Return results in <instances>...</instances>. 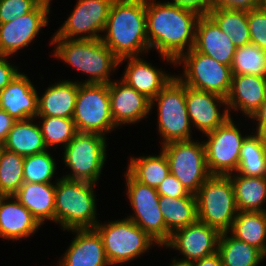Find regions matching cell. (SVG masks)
Returning <instances> with one entry per match:
<instances>
[{
  "label": "cell",
  "instance_id": "obj_1",
  "mask_svg": "<svg viewBox=\"0 0 266 266\" xmlns=\"http://www.w3.org/2000/svg\"><path fill=\"white\" fill-rule=\"evenodd\" d=\"M198 13L168 2L146 0L147 37L150 49L163 60L175 62L194 47ZM187 46V49L185 48Z\"/></svg>",
  "mask_w": 266,
  "mask_h": 266
},
{
  "label": "cell",
  "instance_id": "obj_2",
  "mask_svg": "<svg viewBox=\"0 0 266 266\" xmlns=\"http://www.w3.org/2000/svg\"><path fill=\"white\" fill-rule=\"evenodd\" d=\"M104 32L101 41L118 59L149 51L146 0H114Z\"/></svg>",
  "mask_w": 266,
  "mask_h": 266
},
{
  "label": "cell",
  "instance_id": "obj_3",
  "mask_svg": "<svg viewBox=\"0 0 266 266\" xmlns=\"http://www.w3.org/2000/svg\"><path fill=\"white\" fill-rule=\"evenodd\" d=\"M54 56L81 73L90 75L83 83L109 84L110 73L119 67V59L101 39L52 38Z\"/></svg>",
  "mask_w": 266,
  "mask_h": 266
},
{
  "label": "cell",
  "instance_id": "obj_4",
  "mask_svg": "<svg viewBox=\"0 0 266 266\" xmlns=\"http://www.w3.org/2000/svg\"><path fill=\"white\" fill-rule=\"evenodd\" d=\"M55 181V223L64 230L94 228L99 223L93 189L95 183L64 177Z\"/></svg>",
  "mask_w": 266,
  "mask_h": 266
},
{
  "label": "cell",
  "instance_id": "obj_5",
  "mask_svg": "<svg viewBox=\"0 0 266 266\" xmlns=\"http://www.w3.org/2000/svg\"><path fill=\"white\" fill-rule=\"evenodd\" d=\"M195 196L198 221L216 228L220 233H229L238 213L230 177L211 175Z\"/></svg>",
  "mask_w": 266,
  "mask_h": 266
},
{
  "label": "cell",
  "instance_id": "obj_6",
  "mask_svg": "<svg viewBox=\"0 0 266 266\" xmlns=\"http://www.w3.org/2000/svg\"><path fill=\"white\" fill-rule=\"evenodd\" d=\"M156 100V101H155ZM157 103L158 131L162 145L191 140V122L186 108V86L175 76L151 101Z\"/></svg>",
  "mask_w": 266,
  "mask_h": 266
},
{
  "label": "cell",
  "instance_id": "obj_7",
  "mask_svg": "<svg viewBox=\"0 0 266 266\" xmlns=\"http://www.w3.org/2000/svg\"><path fill=\"white\" fill-rule=\"evenodd\" d=\"M94 229L100 235L110 265H120L143 255L154 244L159 246L132 220L125 218L106 224L98 223Z\"/></svg>",
  "mask_w": 266,
  "mask_h": 266
},
{
  "label": "cell",
  "instance_id": "obj_8",
  "mask_svg": "<svg viewBox=\"0 0 266 266\" xmlns=\"http://www.w3.org/2000/svg\"><path fill=\"white\" fill-rule=\"evenodd\" d=\"M72 119L78 132L105 134L116 128L111 114L108 84L79 82Z\"/></svg>",
  "mask_w": 266,
  "mask_h": 266
},
{
  "label": "cell",
  "instance_id": "obj_9",
  "mask_svg": "<svg viewBox=\"0 0 266 266\" xmlns=\"http://www.w3.org/2000/svg\"><path fill=\"white\" fill-rule=\"evenodd\" d=\"M106 147V137L78 132L64 148L63 162L72 172L62 177L96 184L106 161Z\"/></svg>",
  "mask_w": 266,
  "mask_h": 266
},
{
  "label": "cell",
  "instance_id": "obj_10",
  "mask_svg": "<svg viewBox=\"0 0 266 266\" xmlns=\"http://www.w3.org/2000/svg\"><path fill=\"white\" fill-rule=\"evenodd\" d=\"M184 64L183 76L176 77L187 87L213 92L227 97L231 88V67L218 63L194 48L185 52L176 62Z\"/></svg>",
  "mask_w": 266,
  "mask_h": 266
},
{
  "label": "cell",
  "instance_id": "obj_11",
  "mask_svg": "<svg viewBox=\"0 0 266 266\" xmlns=\"http://www.w3.org/2000/svg\"><path fill=\"white\" fill-rule=\"evenodd\" d=\"M127 195L134 210L133 216L126 217L137 224L159 246H164L171 238L160 211V195L155 188L137 181L128 171L125 174Z\"/></svg>",
  "mask_w": 266,
  "mask_h": 266
},
{
  "label": "cell",
  "instance_id": "obj_12",
  "mask_svg": "<svg viewBox=\"0 0 266 266\" xmlns=\"http://www.w3.org/2000/svg\"><path fill=\"white\" fill-rule=\"evenodd\" d=\"M170 173L173 174L191 194H196L211 176L206 164L203 142L191 140L176 141L162 145Z\"/></svg>",
  "mask_w": 266,
  "mask_h": 266
},
{
  "label": "cell",
  "instance_id": "obj_13",
  "mask_svg": "<svg viewBox=\"0 0 266 266\" xmlns=\"http://www.w3.org/2000/svg\"><path fill=\"white\" fill-rule=\"evenodd\" d=\"M203 142L206 164L211 175L228 176L236 173L241 146L245 138L230 117L223 125L205 134Z\"/></svg>",
  "mask_w": 266,
  "mask_h": 266
},
{
  "label": "cell",
  "instance_id": "obj_14",
  "mask_svg": "<svg viewBox=\"0 0 266 266\" xmlns=\"http://www.w3.org/2000/svg\"><path fill=\"white\" fill-rule=\"evenodd\" d=\"M113 1L78 0L67 21L52 38L101 39L102 35L98 33L104 31Z\"/></svg>",
  "mask_w": 266,
  "mask_h": 266
},
{
  "label": "cell",
  "instance_id": "obj_15",
  "mask_svg": "<svg viewBox=\"0 0 266 266\" xmlns=\"http://www.w3.org/2000/svg\"><path fill=\"white\" fill-rule=\"evenodd\" d=\"M50 0H43L32 12L0 24V55L10 56L25 48L48 24Z\"/></svg>",
  "mask_w": 266,
  "mask_h": 266
},
{
  "label": "cell",
  "instance_id": "obj_16",
  "mask_svg": "<svg viewBox=\"0 0 266 266\" xmlns=\"http://www.w3.org/2000/svg\"><path fill=\"white\" fill-rule=\"evenodd\" d=\"M220 232L206 223L196 221L176 230L164 245L180 251L188 261H195L217 252Z\"/></svg>",
  "mask_w": 266,
  "mask_h": 266
},
{
  "label": "cell",
  "instance_id": "obj_17",
  "mask_svg": "<svg viewBox=\"0 0 266 266\" xmlns=\"http://www.w3.org/2000/svg\"><path fill=\"white\" fill-rule=\"evenodd\" d=\"M220 103L227 107L225 97L186 86V108L190 122L204 134L214 131L231 117L228 108L220 113Z\"/></svg>",
  "mask_w": 266,
  "mask_h": 266
},
{
  "label": "cell",
  "instance_id": "obj_18",
  "mask_svg": "<svg viewBox=\"0 0 266 266\" xmlns=\"http://www.w3.org/2000/svg\"><path fill=\"white\" fill-rule=\"evenodd\" d=\"M111 114L115 126L137 123L149 115L150 100L124 81L108 84Z\"/></svg>",
  "mask_w": 266,
  "mask_h": 266
},
{
  "label": "cell",
  "instance_id": "obj_19",
  "mask_svg": "<svg viewBox=\"0 0 266 266\" xmlns=\"http://www.w3.org/2000/svg\"><path fill=\"white\" fill-rule=\"evenodd\" d=\"M76 232L59 266H110L102 239L94 228L70 229Z\"/></svg>",
  "mask_w": 266,
  "mask_h": 266
},
{
  "label": "cell",
  "instance_id": "obj_20",
  "mask_svg": "<svg viewBox=\"0 0 266 266\" xmlns=\"http://www.w3.org/2000/svg\"><path fill=\"white\" fill-rule=\"evenodd\" d=\"M0 108L15 120L37 118L38 94L28 76L20 72L0 91Z\"/></svg>",
  "mask_w": 266,
  "mask_h": 266
},
{
  "label": "cell",
  "instance_id": "obj_21",
  "mask_svg": "<svg viewBox=\"0 0 266 266\" xmlns=\"http://www.w3.org/2000/svg\"><path fill=\"white\" fill-rule=\"evenodd\" d=\"M193 48L227 66H231L236 50L228 34L223 33L208 14L198 19Z\"/></svg>",
  "mask_w": 266,
  "mask_h": 266
},
{
  "label": "cell",
  "instance_id": "obj_22",
  "mask_svg": "<svg viewBox=\"0 0 266 266\" xmlns=\"http://www.w3.org/2000/svg\"><path fill=\"white\" fill-rule=\"evenodd\" d=\"M127 59L128 65L121 80L150 101L175 77L156 69L139 56L121 58L119 65Z\"/></svg>",
  "mask_w": 266,
  "mask_h": 266
},
{
  "label": "cell",
  "instance_id": "obj_23",
  "mask_svg": "<svg viewBox=\"0 0 266 266\" xmlns=\"http://www.w3.org/2000/svg\"><path fill=\"white\" fill-rule=\"evenodd\" d=\"M266 96V77L232 75L231 88L226 97L227 108L240 110L251 118Z\"/></svg>",
  "mask_w": 266,
  "mask_h": 266
},
{
  "label": "cell",
  "instance_id": "obj_24",
  "mask_svg": "<svg viewBox=\"0 0 266 266\" xmlns=\"http://www.w3.org/2000/svg\"><path fill=\"white\" fill-rule=\"evenodd\" d=\"M40 226L41 224L32 215V213L14 196H5L1 201L0 237L3 239H25L33 235Z\"/></svg>",
  "mask_w": 266,
  "mask_h": 266
},
{
  "label": "cell",
  "instance_id": "obj_25",
  "mask_svg": "<svg viewBox=\"0 0 266 266\" xmlns=\"http://www.w3.org/2000/svg\"><path fill=\"white\" fill-rule=\"evenodd\" d=\"M79 82L62 80L49 86L38 96L37 117L72 118L78 95Z\"/></svg>",
  "mask_w": 266,
  "mask_h": 266
},
{
  "label": "cell",
  "instance_id": "obj_26",
  "mask_svg": "<svg viewBox=\"0 0 266 266\" xmlns=\"http://www.w3.org/2000/svg\"><path fill=\"white\" fill-rule=\"evenodd\" d=\"M55 184V185H54ZM55 183L24 182L13 195L42 225L55 222Z\"/></svg>",
  "mask_w": 266,
  "mask_h": 266
},
{
  "label": "cell",
  "instance_id": "obj_27",
  "mask_svg": "<svg viewBox=\"0 0 266 266\" xmlns=\"http://www.w3.org/2000/svg\"><path fill=\"white\" fill-rule=\"evenodd\" d=\"M34 119L16 120L3 143L4 149L23 157L45 152L40 125L34 124Z\"/></svg>",
  "mask_w": 266,
  "mask_h": 266
},
{
  "label": "cell",
  "instance_id": "obj_28",
  "mask_svg": "<svg viewBox=\"0 0 266 266\" xmlns=\"http://www.w3.org/2000/svg\"><path fill=\"white\" fill-rule=\"evenodd\" d=\"M230 230L232 237L266 255V211H238Z\"/></svg>",
  "mask_w": 266,
  "mask_h": 266
},
{
  "label": "cell",
  "instance_id": "obj_29",
  "mask_svg": "<svg viewBox=\"0 0 266 266\" xmlns=\"http://www.w3.org/2000/svg\"><path fill=\"white\" fill-rule=\"evenodd\" d=\"M232 181L238 211H266V177L228 175Z\"/></svg>",
  "mask_w": 266,
  "mask_h": 266
},
{
  "label": "cell",
  "instance_id": "obj_30",
  "mask_svg": "<svg viewBox=\"0 0 266 266\" xmlns=\"http://www.w3.org/2000/svg\"><path fill=\"white\" fill-rule=\"evenodd\" d=\"M159 206L166 228L171 234L198 220L196 197L160 196Z\"/></svg>",
  "mask_w": 266,
  "mask_h": 266
},
{
  "label": "cell",
  "instance_id": "obj_31",
  "mask_svg": "<svg viewBox=\"0 0 266 266\" xmlns=\"http://www.w3.org/2000/svg\"><path fill=\"white\" fill-rule=\"evenodd\" d=\"M228 232H222L218 242V254L223 266H258L266 255L256 247L239 241Z\"/></svg>",
  "mask_w": 266,
  "mask_h": 266
},
{
  "label": "cell",
  "instance_id": "obj_32",
  "mask_svg": "<svg viewBox=\"0 0 266 266\" xmlns=\"http://www.w3.org/2000/svg\"><path fill=\"white\" fill-rule=\"evenodd\" d=\"M127 171L139 182L157 188L170 174L169 162L161 150L159 155L131 157Z\"/></svg>",
  "mask_w": 266,
  "mask_h": 266
},
{
  "label": "cell",
  "instance_id": "obj_33",
  "mask_svg": "<svg viewBox=\"0 0 266 266\" xmlns=\"http://www.w3.org/2000/svg\"><path fill=\"white\" fill-rule=\"evenodd\" d=\"M208 15L216 22L223 33L228 34L236 48L251 43L248 26V11L215 8L210 9Z\"/></svg>",
  "mask_w": 266,
  "mask_h": 266
},
{
  "label": "cell",
  "instance_id": "obj_34",
  "mask_svg": "<svg viewBox=\"0 0 266 266\" xmlns=\"http://www.w3.org/2000/svg\"><path fill=\"white\" fill-rule=\"evenodd\" d=\"M237 174L266 177V140L259 135H248L242 143Z\"/></svg>",
  "mask_w": 266,
  "mask_h": 266
},
{
  "label": "cell",
  "instance_id": "obj_35",
  "mask_svg": "<svg viewBox=\"0 0 266 266\" xmlns=\"http://www.w3.org/2000/svg\"><path fill=\"white\" fill-rule=\"evenodd\" d=\"M230 67L232 75L266 77V50L251 43L238 47Z\"/></svg>",
  "mask_w": 266,
  "mask_h": 266
},
{
  "label": "cell",
  "instance_id": "obj_36",
  "mask_svg": "<svg viewBox=\"0 0 266 266\" xmlns=\"http://www.w3.org/2000/svg\"><path fill=\"white\" fill-rule=\"evenodd\" d=\"M24 158L6 149L0 156V192L6 196H13L24 183Z\"/></svg>",
  "mask_w": 266,
  "mask_h": 266
},
{
  "label": "cell",
  "instance_id": "obj_37",
  "mask_svg": "<svg viewBox=\"0 0 266 266\" xmlns=\"http://www.w3.org/2000/svg\"><path fill=\"white\" fill-rule=\"evenodd\" d=\"M41 118L40 126L47 149L58 145L65 148L71 139L78 133L72 118L63 117H38Z\"/></svg>",
  "mask_w": 266,
  "mask_h": 266
},
{
  "label": "cell",
  "instance_id": "obj_38",
  "mask_svg": "<svg viewBox=\"0 0 266 266\" xmlns=\"http://www.w3.org/2000/svg\"><path fill=\"white\" fill-rule=\"evenodd\" d=\"M56 163L52 155L45 152L26 156L24 158L23 179L30 183H52Z\"/></svg>",
  "mask_w": 266,
  "mask_h": 266
},
{
  "label": "cell",
  "instance_id": "obj_39",
  "mask_svg": "<svg viewBox=\"0 0 266 266\" xmlns=\"http://www.w3.org/2000/svg\"><path fill=\"white\" fill-rule=\"evenodd\" d=\"M43 0H0V24L32 12Z\"/></svg>",
  "mask_w": 266,
  "mask_h": 266
},
{
  "label": "cell",
  "instance_id": "obj_40",
  "mask_svg": "<svg viewBox=\"0 0 266 266\" xmlns=\"http://www.w3.org/2000/svg\"><path fill=\"white\" fill-rule=\"evenodd\" d=\"M248 26L251 44L266 50V12L260 8L249 10Z\"/></svg>",
  "mask_w": 266,
  "mask_h": 266
},
{
  "label": "cell",
  "instance_id": "obj_41",
  "mask_svg": "<svg viewBox=\"0 0 266 266\" xmlns=\"http://www.w3.org/2000/svg\"><path fill=\"white\" fill-rule=\"evenodd\" d=\"M160 196H168L173 198L178 197H196L189 193L182 183L173 175L169 174L165 180L156 188Z\"/></svg>",
  "mask_w": 266,
  "mask_h": 266
},
{
  "label": "cell",
  "instance_id": "obj_42",
  "mask_svg": "<svg viewBox=\"0 0 266 266\" xmlns=\"http://www.w3.org/2000/svg\"><path fill=\"white\" fill-rule=\"evenodd\" d=\"M261 0H210L211 9L228 8L246 10L259 8Z\"/></svg>",
  "mask_w": 266,
  "mask_h": 266
},
{
  "label": "cell",
  "instance_id": "obj_43",
  "mask_svg": "<svg viewBox=\"0 0 266 266\" xmlns=\"http://www.w3.org/2000/svg\"><path fill=\"white\" fill-rule=\"evenodd\" d=\"M7 55H0V91L20 73L16 66L7 61Z\"/></svg>",
  "mask_w": 266,
  "mask_h": 266
},
{
  "label": "cell",
  "instance_id": "obj_44",
  "mask_svg": "<svg viewBox=\"0 0 266 266\" xmlns=\"http://www.w3.org/2000/svg\"><path fill=\"white\" fill-rule=\"evenodd\" d=\"M168 3L192 10L199 15H207L211 9L210 0H173Z\"/></svg>",
  "mask_w": 266,
  "mask_h": 266
},
{
  "label": "cell",
  "instance_id": "obj_45",
  "mask_svg": "<svg viewBox=\"0 0 266 266\" xmlns=\"http://www.w3.org/2000/svg\"><path fill=\"white\" fill-rule=\"evenodd\" d=\"M254 121L257 122L256 135L261 136L266 140V96L259 109L251 117Z\"/></svg>",
  "mask_w": 266,
  "mask_h": 266
},
{
  "label": "cell",
  "instance_id": "obj_46",
  "mask_svg": "<svg viewBox=\"0 0 266 266\" xmlns=\"http://www.w3.org/2000/svg\"><path fill=\"white\" fill-rule=\"evenodd\" d=\"M16 120L0 108V143H4Z\"/></svg>",
  "mask_w": 266,
  "mask_h": 266
},
{
  "label": "cell",
  "instance_id": "obj_47",
  "mask_svg": "<svg viewBox=\"0 0 266 266\" xmlns=\"http://www.w3.org/2000/svg\"><path fill=\"white\" fill-rule=\"evenodd\" d=\"M193 266H223L222 260L218 252L193 261Z\"/></svg>",
  "mask_w": 266,
  "mask_h": 266
},
{
  "label": "cell",
  "instance_id": "obj_48",
  "mask_svg": "<svg viewBox=\"0 0 266 266\" xmlns=\"http://www.w3.org/2000/svg\"><path fill=\"white\" fill-rule=\"evenodd\" d=\"M170 266H193V261H188L186 259H173Z\"/></svg>",
  "mask_w": 266,
  "mask_h": 266
},
{
  "label": "cell",
  "instance_id": "obj_49",
  "mask_svg": "<svg viewBox=\"0 0 266 266\" xmlns=\"http://www.w3.org/2000/svg\"><path fill=\"white\" fill-rule=\"evenodd\" d=\"M259 8L266 12V0H261Z\"/></svg>",
  "mask_w": 266,
  "mask_h": 266
},
{
  "label": "cell",
  "instance_id": "obj_50",
  "mask_svg": "<svg viewBox=\"0 0 266 266\" xmlns=\"http://www.w3.org/2000/svg\"><path fill=\"white\" fill-rule=\"evenodd\" d=\"M6 195L2 192H0V204H1V201L4 199Z\"/></svg>",
  "mask_w": 266,
  "mask_h": 266
},
{
  "label": "cell",
  "instance_id": "obj_51",
  "mask_svg": "<svg viewBox=\"0 0 266 266\" xmlns=\"http://www.w3.org/2000/svg\"><path fill=\"white\" fill-rule=\"evenodd\" d=\"M3 150H4V146H3L2 143H0V156H1L2 152H3Z\"/></svg>",
  "mask_w": 266,
  "mask_h": 266
}]
</instances>
